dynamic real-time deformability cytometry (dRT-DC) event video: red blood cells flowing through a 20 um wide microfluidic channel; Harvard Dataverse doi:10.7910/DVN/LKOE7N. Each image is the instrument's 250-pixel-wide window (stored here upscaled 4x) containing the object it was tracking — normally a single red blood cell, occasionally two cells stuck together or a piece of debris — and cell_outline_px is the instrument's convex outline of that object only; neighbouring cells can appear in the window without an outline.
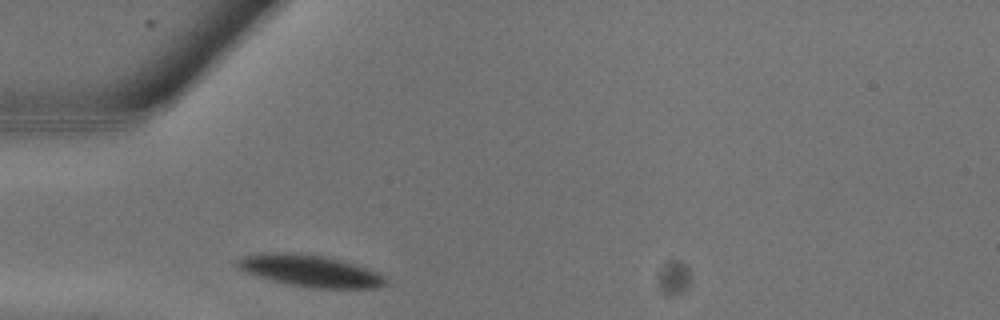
{"species": "common noctule bat (a hibernating species)", "species_latin": "Nyctalus noctula", "temperature_condition": "warm", "stored_images_in_passage": 1, "camera_frame_rate_fps": 3000, "um_per_image_px": 0.085, "animal": {"sex": "male", "body_mass_g": 13.3}, "frame": {"image": 1, "passage_image": 1, "time_ms": 0.0, "image_size_px": [1000, 320], "cell_outline_px": [[388, 276], [384, 284], [376, 288], [316, 288], [292, 284], [260, 276], [248, 272], [240, 268], [236, 264], [236, 260], [244, 256], [260, 252], [300, 252], [324, 256], [356, 264]], "centroid_in_image_um": [26.41, 22.99], "position_along_channel_um": 58.6, "area_um2": 27.17}}